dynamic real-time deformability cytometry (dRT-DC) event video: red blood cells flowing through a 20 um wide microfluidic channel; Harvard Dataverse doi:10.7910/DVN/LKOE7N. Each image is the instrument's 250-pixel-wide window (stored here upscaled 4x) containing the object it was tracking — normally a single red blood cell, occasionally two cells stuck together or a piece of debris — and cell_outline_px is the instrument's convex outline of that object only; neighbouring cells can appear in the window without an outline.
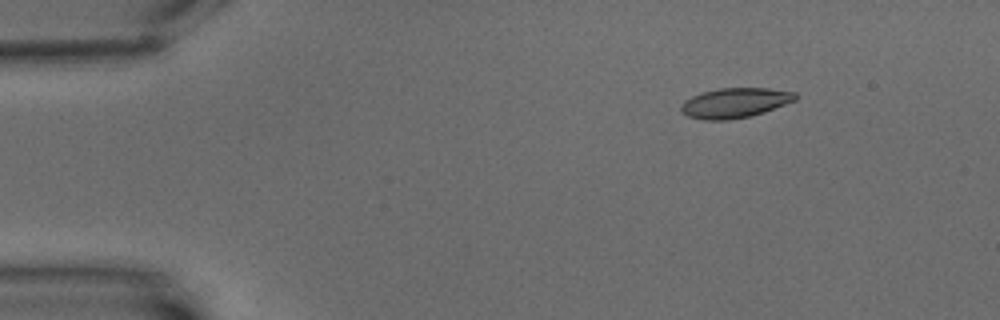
{"species": "common noctule bat (a hibernating species)", "species_latin": "Nyctalus noctula", "temperature_condition": "warm", "stored_images_in_passage": 6, "camera_frame_rate_fps": 3000, "um_per_image_px": 0.085, "animal": {"sex": "male", "body_mass_g": 15.6}, "frame": {"image": 1, "passage_image": 6, "time_ms": 7.333, "image_size_px": [1000, 320], "cell_outline_px": [[796, 100], [764, 112], [748, 116], [728, 120], [704, 120], [688, 116], [680, 112], [680, 104], [684, 100], [700, 92], [720, 88], [768, 88], [796, 92]], "centroid_in_image_um": [62.42, 8.74], "position_along_channel_um": 22.6, "area_um2": 20.0}}